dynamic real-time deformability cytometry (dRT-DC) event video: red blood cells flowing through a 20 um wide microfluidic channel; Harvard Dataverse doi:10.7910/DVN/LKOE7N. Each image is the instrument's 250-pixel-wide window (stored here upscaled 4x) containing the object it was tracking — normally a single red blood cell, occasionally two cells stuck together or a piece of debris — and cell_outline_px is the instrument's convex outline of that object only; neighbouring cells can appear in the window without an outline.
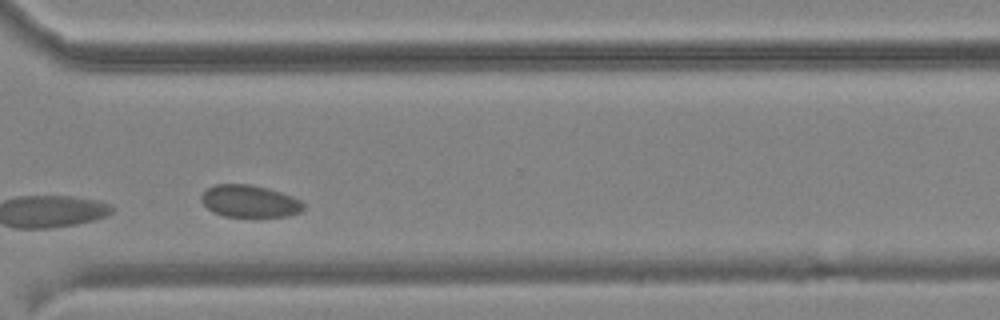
{"species": "common noctule bat (a hibernating species)", "species_latin": "Nyctalus noctula", "temperature_condition": "cold", "stored_images_in_passage": 11, "camera_frame_rate_fps": 3000, "um_per_image_px": 0.085, "animal": {"sex": "male", "body_mass_g": 19.2, "forearm_length_mm": 51.8}, "frame": {"image": 1, "passage_image": 10, "time_ms": 10.333, "image_size_px": [1000, 320], "cell_outline_px": [[304, 208], [300, 212], [288, 216], [224, 216], [212, 212], [200, 200], [200, 196], [208, 188], [216, 184], [248, 184], [268, 188], [292, 196], [300, 200], [304, 204]], "centroid_in_image_um": [21.21, 17.1], "position_along_channel_um": 349.4, "area_um2": 19.07}}